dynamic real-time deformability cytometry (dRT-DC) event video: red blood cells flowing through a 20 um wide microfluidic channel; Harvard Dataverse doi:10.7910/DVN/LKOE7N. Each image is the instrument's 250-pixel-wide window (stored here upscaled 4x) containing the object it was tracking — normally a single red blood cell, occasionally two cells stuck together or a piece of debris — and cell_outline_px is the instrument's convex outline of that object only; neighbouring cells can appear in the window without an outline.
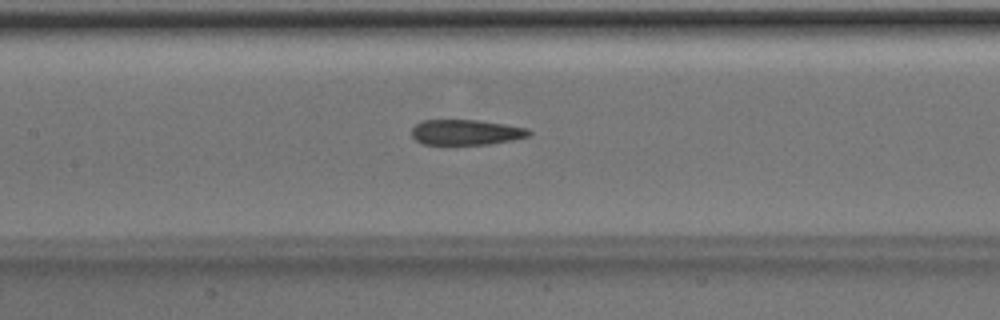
{"species": "Egyptian fruit bat (a non-hibernating species)", "species_latin": "Rousettus aegyptiacus", "temperature_condition": "room temperature", "stored_images_in_passage": 29, "camera_frame_rate_fps": 3000, "um_per_image_px": 0.085, "animal": {"sex": "male"}, "frame": {"image": 1, "passage_image": 11, "time_ms": 3.333, "image_size_px": [1000, 320], "cell_outline_px": [[532, 132], [528, 136], [512, 140], [488, 144], [424, 144], [416, 140], [412, 136], [412, 128], [420, 120], [476, 120], [504, 124], [528, 128]], "centroid_in_image_um": [39.6, 11.24], "position_along_channel_um": 167.8, "area_um2": 17.22}}
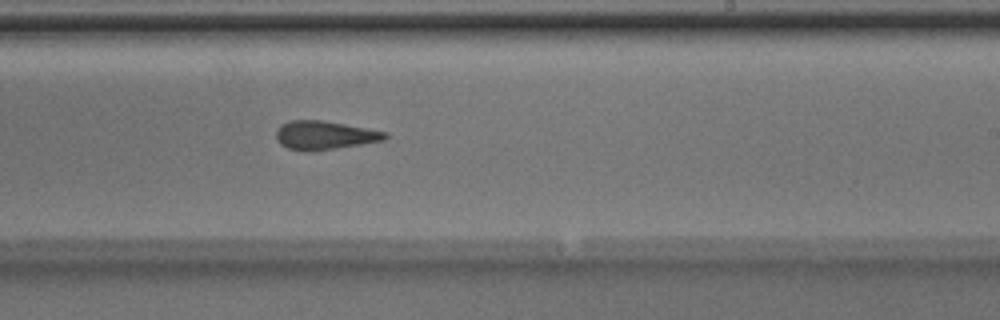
{"frame": {"image": 2, "passage_image": 18, "time_ms": 5.667, "image_size_px": [1000, 320], "cell_outline_px": [[388, 136], [384, 140], [312, 152], [304, 152], [288, 148], [280, 144], [276, 140], [276, 128], [280, 124], [292, 120], [324, 120], [388, 132]], "centroid_in_image_um": [27.54, 11.5], "position_along_channel_um": 261.5, "area_um2": 18.38}}
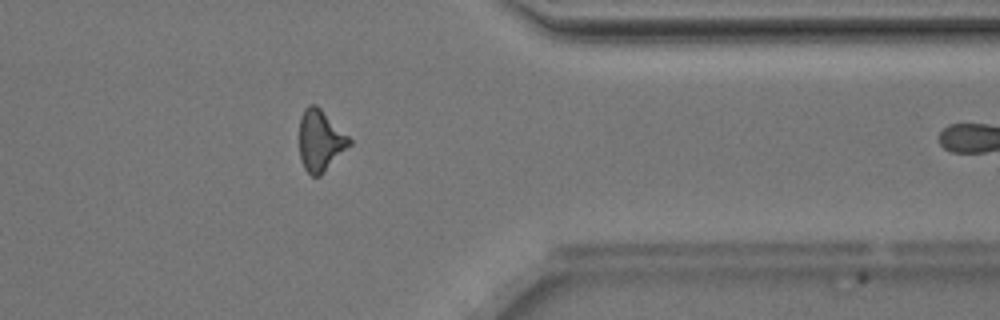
{"frame": {"image": 3, "passage_image": 28, "time_ms": 9.0, "image_size_px": [1000, 320], "cell_outline_px": [[352, 144], [320, 176], [312, 176], [304, 168], [300, 160], [300, 116], [304, 108], [308, 104], [316, 104], [352, 140]], "centroid_in_image_um": [27.22, 11.95], "position_along_channel_um": 384.2, "area_um2": 17.8}}